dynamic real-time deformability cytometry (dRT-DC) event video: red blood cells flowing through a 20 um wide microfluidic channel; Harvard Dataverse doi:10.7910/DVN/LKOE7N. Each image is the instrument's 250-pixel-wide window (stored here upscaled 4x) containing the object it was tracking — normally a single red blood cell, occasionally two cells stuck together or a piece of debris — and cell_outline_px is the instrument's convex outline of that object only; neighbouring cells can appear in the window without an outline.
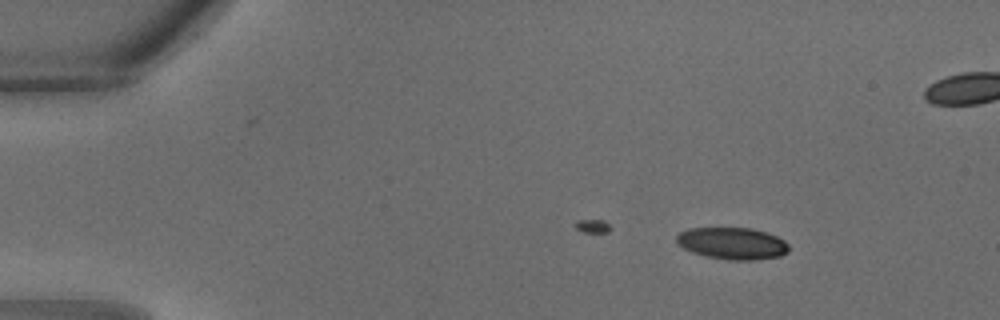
{"species": "common noctule bat (a hibernating species)", "species_latin": "Nyctalus noctula", "temperature_condition": "warm", "stored_images_in_passage": 30, "camera_frame_rate_fps": 3000, "um_per_image_px": 0.085, "animal": {"sex": "male", "body_mass_g": 18.8}, "frame": {"image": 1, "passage_image": 4, "time_ms": 1.0, "image_size_px": [1000, 320], "cell_outline_px": [[788, 252], [780, 256], [756, 260], [728, 260], [708, 256], [692, 252], [676, 244], [676, 236], [680, 232], [688, 228], [752, 228], [776, 236], [784, 240], [788, 244]], "centroid_in_image_um": [62.24, 20.69], "position_along_channel_um": 22.8, "area_um2": 20.87}}
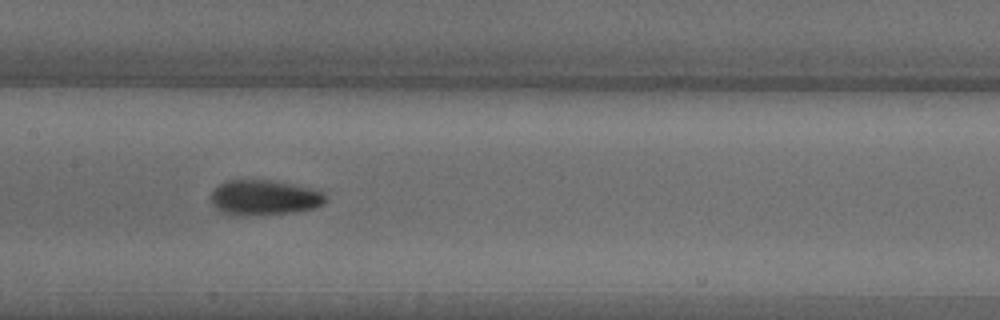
{"frame": {"image": 2, "passage_image": 16, "time_ms": 5.0, "image_size_px": [1000, 320], "cell_outline_px": [[328, 200], [324, 204], [312, 208], [292, 212], [236, 216], [220, 212], [212, 204], [212, 192], [220, 184], [228, 180], [272, 180], [312, 188], [324, 192]], "centroid_in_image_um": [22.48, 16.79], "position_along_channel_um": 184.9, "area_um2": 23.47}}
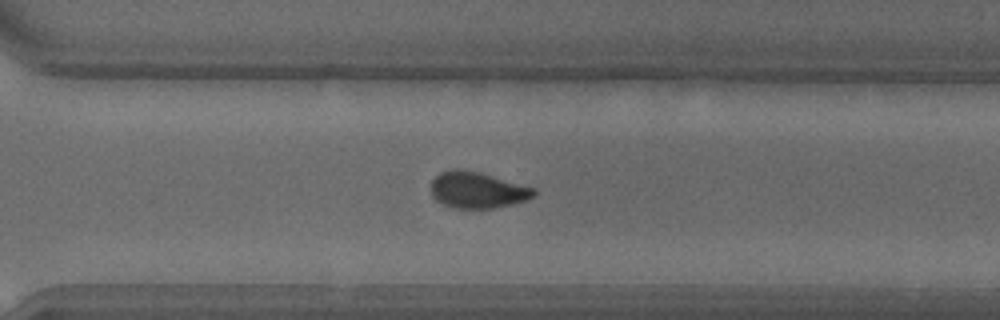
{"frame": {"image": 3, "passage_image": 23, "time_ms": 7.333, "image_size_px": [1000, 320], "cell_outline_px": [[536, 196], [528, 200], [512, 204], [492, 208], [452, 208], [436, 200], [432, 196], [432, 180], [440, 172], [452, 168], [460, 168], [480, 172], [532, 188], [536, 192]], "centroid_in_image_um": [40.55, 16.15], "position_along_channel_um": 330.0, "area_um2": 21.68}}